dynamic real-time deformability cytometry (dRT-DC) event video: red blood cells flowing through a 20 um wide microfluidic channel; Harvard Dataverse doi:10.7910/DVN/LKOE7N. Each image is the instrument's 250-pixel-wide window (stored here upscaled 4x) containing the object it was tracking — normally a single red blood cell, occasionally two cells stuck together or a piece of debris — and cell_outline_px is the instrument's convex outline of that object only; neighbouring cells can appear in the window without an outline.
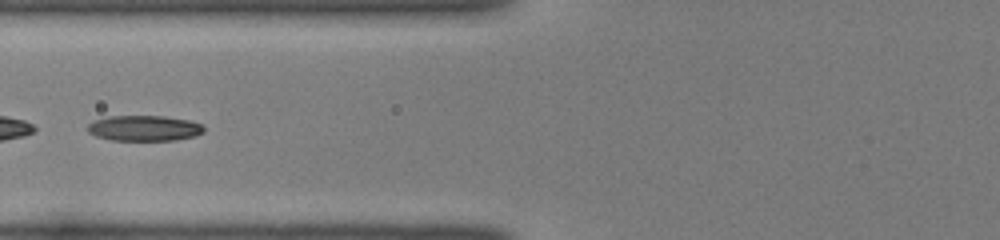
{"species": "common noctule bat (a hibernating species)", "species_latin": "Nyctalus noctula", "temperature_condition": "room temperature", "stored_images_in_passage": 53, "segment_of_instrument_passage": [2, 2], "camera_frame_rate_fps": 3000, "um_per_image_px": 0.085, "animal": {"sex": "female", "body_mass_g": 22.0, "forearm_length_mm": 56.7}, "frame": {"image": 1, "passage_image": 25, "time_ms": 8.0, "image_size_px": [1000, 240], "cell_outline_px": [[204, 132], [196, 136], [176, 140], [112, 140], [96, 136], [88, 132], [88, 124], [92, 120], [108, 116], [164, 116], [188, 120], [200, 124], [204, 128]], "centroid_in_image_um": [12.24, 10.89], "position_along_channel_um": 113.6, "area_um2": 17.34}}
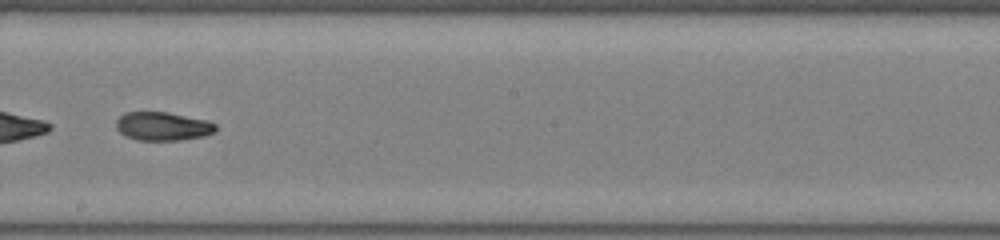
{"frame": {"image": 2, "passage_image": 34, "time_ms": 11.0, "image_size_px": [1000, 240], "cell_outline_px": [[216, 132], [204, 136], [180, 140], [136, 140], [124, 136], [116, 128], [116, 120], [124, 112], [168, 112], [208, 120], [216, 124]], "centroid_in_image_um": [13.83, 10.73], "position_along_channel_um": 234.4, "area_um2": 16.76}}
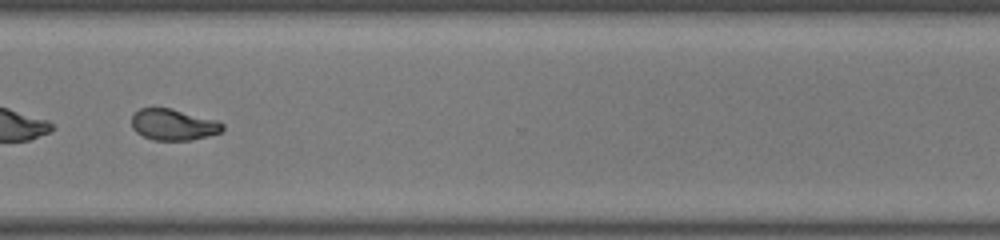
{"frame": {"image": 3, "passage_image": 43, "time_ms": 14.0, "image_size_px": [1000, 240], "cell_outline_px": [[224, 128], [220, 132], [208, 136], [188, 140], [152, 140], [136, 132], [132, 128], [132, 116], [140, 108], [172, 108], [216, 120], [224, 124]], "centroid_in_image_um": [14.73, 10.59], "position_along_channel_um": 355.9, "area_um2": 16.47}}